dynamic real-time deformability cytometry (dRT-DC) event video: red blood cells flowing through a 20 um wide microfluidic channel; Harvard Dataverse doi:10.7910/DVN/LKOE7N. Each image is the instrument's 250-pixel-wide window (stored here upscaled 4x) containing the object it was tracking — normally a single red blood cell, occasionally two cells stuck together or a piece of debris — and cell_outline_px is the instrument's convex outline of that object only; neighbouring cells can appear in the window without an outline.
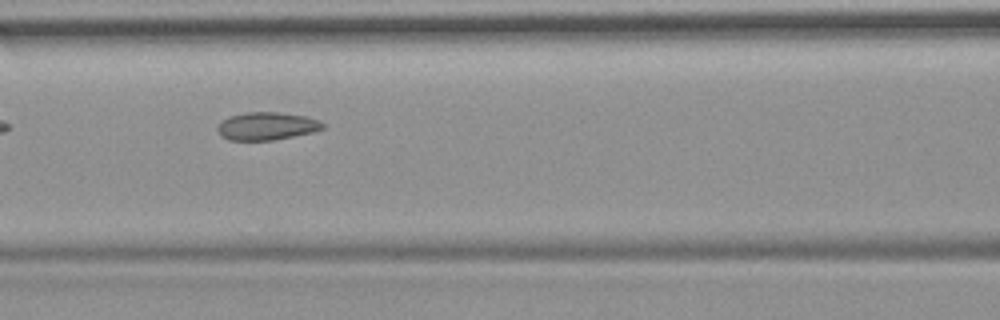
{"species": "common noctule bat (a hibernating species)", "species_latin": "Nyctalus noctula", "temperature_condition": "room temperature", "stored_images_in_passage": 9, "segment_of_instrument_passage": [1, 2], "camera_frame_rate_fps": 3000, "um_per_image_px": 0.085, "animal": {"sex": "female", "body_mass_g": 19.9}, "frame": {"image": 1, "passage_image": 7, "time_ms": 8.333, "image_size_px": [1000, 320], "cell_outline_px": [[324, 128], [312, 132], [272, 140], [228, 140], [220, 136], [216, 128], [228, 116], [248, 112], [276, 112], [304, 116], [320, 120], [324, 124]], "centroid_in_image_um": [22.65, 10.72], "position_along_channel_um": 143.9, "area_um2": 16.94}}
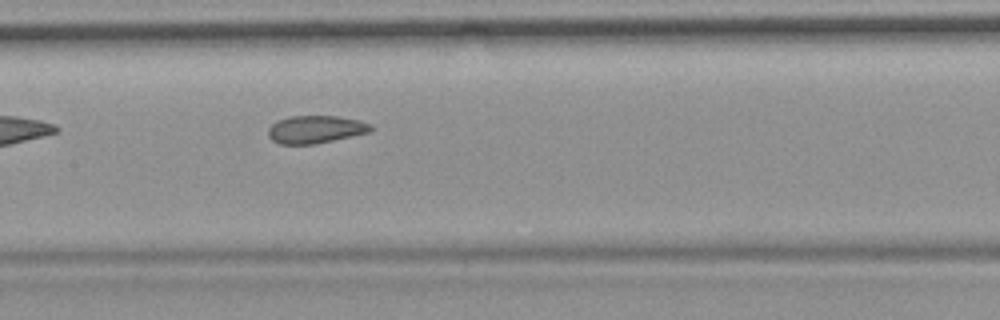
{"frame": {"image": 2, "passage_image": 8, "time_ms": 9.333, "image_size_px": [1000, 320], "cell_outline_px": [[372, 132], [316, 144], [280, 144], [272, 140], [268, 136], [268, 128], [276, 120], [288, 116], [336, 116], [360, 120], [372, 124]], "centroid_in_image_um": [26.83, 10.99], "position_along_channel_um": 180.6, "area_um2": 16.82}}